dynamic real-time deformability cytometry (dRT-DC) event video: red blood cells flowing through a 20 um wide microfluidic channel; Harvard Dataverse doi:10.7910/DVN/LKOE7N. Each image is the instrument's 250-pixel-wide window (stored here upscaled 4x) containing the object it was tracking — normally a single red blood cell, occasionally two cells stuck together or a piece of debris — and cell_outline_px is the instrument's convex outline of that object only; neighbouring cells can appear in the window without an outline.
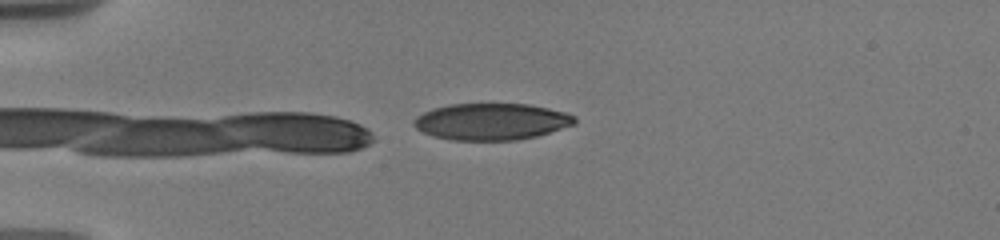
{"species": "human", "species_latin": "Homo sapiens", "temperature_condition": "warm", "stored_images_in_passage": 7, "camera_frame_rate_fps": 3000, "um_per_image_px": 0.085, "donor": {"sex": "male"}, "frame": {"image": 1, "passage_image": 7, "time_ms": 4.0, "image_size_px": [1000, 240], "cell_outline_px": [[576, 124], [536, 136], [516, 140], [452, 140], [432, 136], [416, 128], [412, 124], [412, 120], [416, 116], [432, 108], [448, 104], [528, 104], [568, 112], [576, 116]], "centroid_in_image_um": [41.77, 10.33], "position_along_channel_um": 43.2, "area_um2": 34.56}}